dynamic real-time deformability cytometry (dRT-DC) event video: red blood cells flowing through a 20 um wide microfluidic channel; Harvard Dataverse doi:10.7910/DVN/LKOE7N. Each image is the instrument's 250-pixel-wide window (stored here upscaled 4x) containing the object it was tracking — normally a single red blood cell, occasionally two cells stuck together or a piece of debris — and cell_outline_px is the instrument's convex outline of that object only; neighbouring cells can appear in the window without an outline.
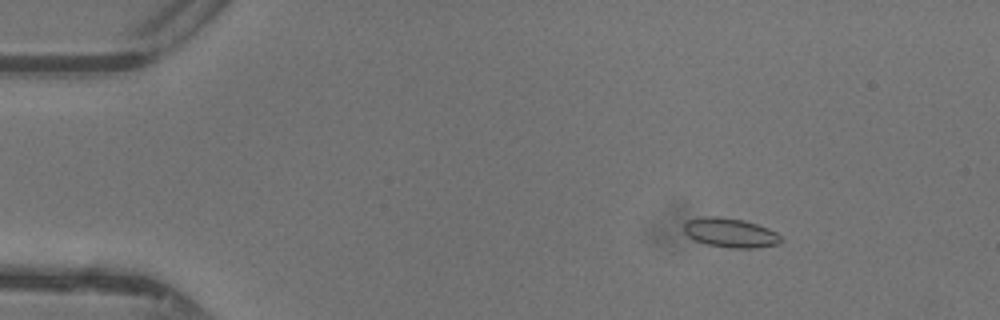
{"species": "common noctule bat (a hibernating species)", "species_latin": "Nyctalus noctula", "temperature_condition": "warm", "stored_images_in_passage": 47, "camera_frame_rate_fps": 3000, "um_per_image_px": 0.085, "animal": {"sex": "female"}, "frame": {"image": 1, "passage_image": 7, "time_ms": 2.0, "image_size_px": [1000, 320], "cell_outline_px": [[784, 240], [780, 244], [756, 248], [728, 248], [708, 244], [696, 240], [688, 236], [684, 232], [684, 224], [688, 220], [704, 216], [720, 216], [744, 220], [768, 228], [776, 232]], "centroid_in_image_um": [62.11, 19.78], "position_along_channel_um": 22.9, "area_um2": 16.7}}
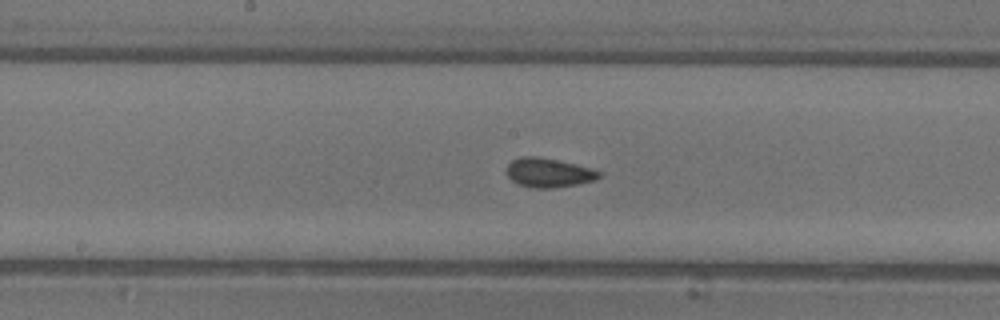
{"frame": {"image": 2, "passage_image": 25, "time_ms": 8.0, "image_size_px": [1000, 320], "cell_outline_px": [[600, 176], [596, 180], [576, 184], [552, 188], [532, 188], [516, 184], [508, 176], [508, 164], [512, 160], [520, 156], [536, 156], [576, 164], [600, 172]], "centroid_in_image_um": [46.6, 14.68], "position_along_channel_um": 201.6, "area_um2": 15.55}}
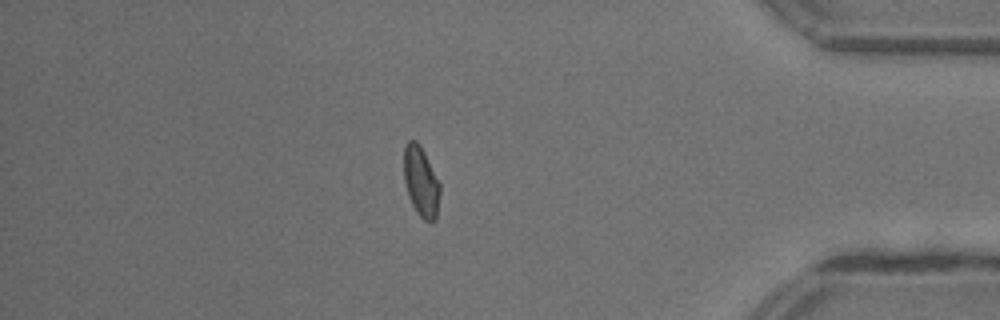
{"frame": {"image": 3, "passage_image": 41, "time_ms": 13.333, "image_size_px": [1000, 320], "cell_outline_px": [[440, 192], [436, 220], [424, 220], [416, 212], [408, 196], [404, 180], [404, 148], [408, 140], [416, 140], [420, 144], [440, 184]], "centroid_in_image_um": [35.77, 15.43], "position_along_channel_um": 399.4, "area_um2": 14.68}, "authors_computed_cell_mechanics": {"area_um2": 15.2592, "velocity_mm_per_s": 4.3996, "shape_relaxation_time_tau1_ms": 7.7712, "shape_relaxation_time_tau2_ms": null, "deformation_change_tau1": 0.1522, "deformation_change_tau2": null}}